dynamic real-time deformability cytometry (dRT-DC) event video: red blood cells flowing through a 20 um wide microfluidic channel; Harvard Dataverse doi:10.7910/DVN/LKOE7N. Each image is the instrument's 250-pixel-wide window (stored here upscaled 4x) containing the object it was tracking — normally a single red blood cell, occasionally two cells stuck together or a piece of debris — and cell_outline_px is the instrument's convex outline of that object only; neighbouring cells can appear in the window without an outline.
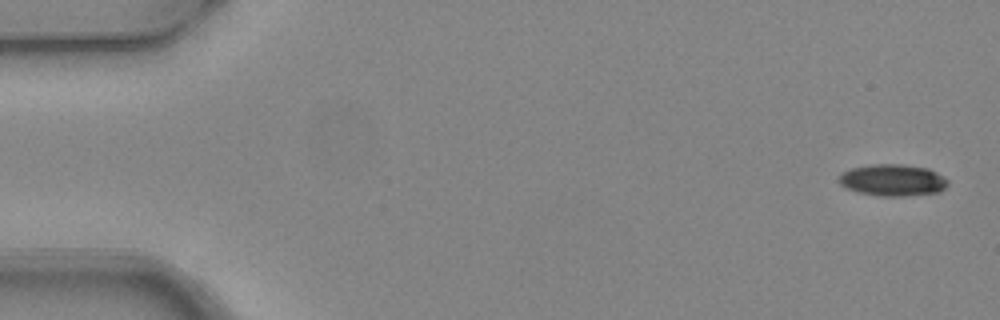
{"species": "common noctule bat (a hibernating species)", "species_latin": "Nyctalus noctula", "temperature_condition": "warm", "stored_images_in_passage": 3, "camera_frame_rate_fps": 3000, "um_per_image_px": 0.085, "animal": {"sex": "female", "body_mass_g": 24.6, "forearm_length_mm": 56.2}, "frame": {"image": 1, "passage_image": 1, "time_ms": 0.0, "image_size_px": [1000, 320], "cell_outline_px": [[948, 184], [940, 192], [904, 196], [880, 196], [860, 192], [848, 188], [840, 184], [836, 180], [840, 172], [852, 168], [872, 164], [904, 164], [928, 168], [944, 176], [948, 180]], "centroid_in_image_um": [75.88, 15.3], "position_along_channel_um": 9.1, "area_um2": 20.29}}